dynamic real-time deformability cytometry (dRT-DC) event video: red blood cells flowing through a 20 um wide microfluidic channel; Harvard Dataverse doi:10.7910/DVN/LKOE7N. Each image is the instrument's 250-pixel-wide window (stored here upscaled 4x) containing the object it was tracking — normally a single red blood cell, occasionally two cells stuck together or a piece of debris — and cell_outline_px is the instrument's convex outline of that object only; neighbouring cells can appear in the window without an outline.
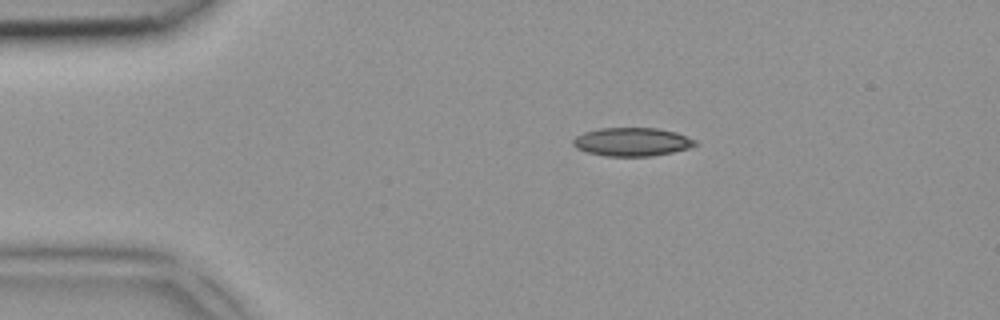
{"species": "common noctule bat (a hibernating species)", "species_latin": "Nyctalus noctula", "temperature_condition": "room temperature", "stored_images_in_passage": 1, "camera_frame_rate_fps": 3000, "um_per_image_px": 0.085, "animal": {"sex": "female", "body_mass_g": 18.4}, "frame": {"image": 1, "passage_image": 1, "time_ms": 0.0, "image_size_px": [1000, 320], "cell_outline_px": [[696, 144], [688, 148], [672, 152], [652, 156], [604, 156], [588, 152], [576, 148], [572, 144], [572, 140], [576, 136], [584, 132], [600, 128], [660, 128], [676, 132], [696, 140]], "centroid_in_image_um": [53.7, 12.05], "position_along_channel_um": 31.3, "area_um2": 20.23}}